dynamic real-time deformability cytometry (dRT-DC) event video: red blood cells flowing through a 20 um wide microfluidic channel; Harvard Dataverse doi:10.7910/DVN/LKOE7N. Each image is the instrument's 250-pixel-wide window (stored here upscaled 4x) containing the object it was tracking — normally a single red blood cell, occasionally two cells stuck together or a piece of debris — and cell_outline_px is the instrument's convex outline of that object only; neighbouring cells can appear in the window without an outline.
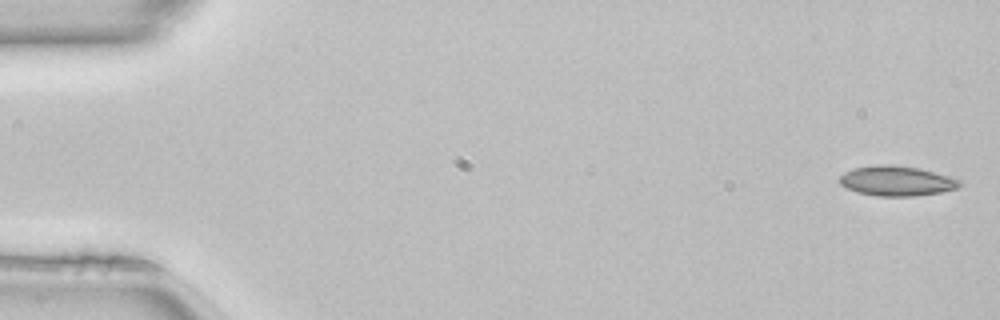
{"species": "common noctule bat (a hibernating species)", "species_latin": "Nyctalus noctula", "temperature_condition": "room temperature", "stored_images_in_passage": 50, "camera_frame_rate_fps": 3000, "um_per_image_px": 0.085, "animal": {"sex": "female", "body_mass_g": 22.7, "forearm_length_mm": 54.2}, "frame": {"image": 1, "passage_image": 1, "time_ms": 0.0, "image_size_px": [1000, 320], "cell_outline_px": [[960, 188], [940, 192], [916, 196], [876, 196], [860, 192], [848, 188], [840, 184], [840, 176], [844, 172], [852, 168], [876, 164], [888, 164], [920, 168], [948, 176], [960, 180]], "centroid_in_image_um": [76.21, 15.37], "position_along_channel_um": 8.8, "area_um2": 20.92}}
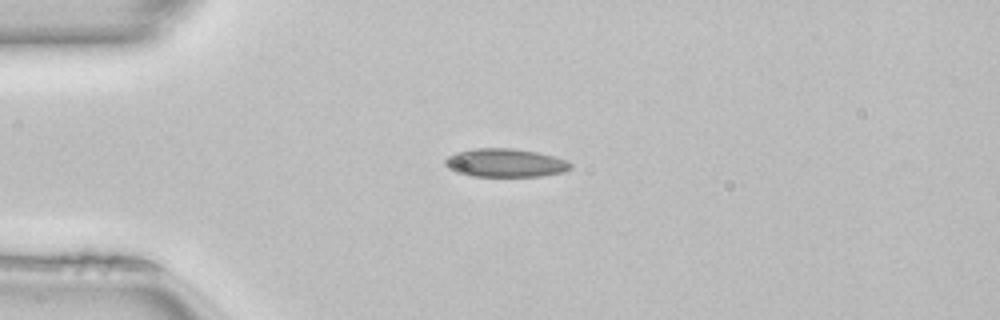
{"frame": {"image": 2, "passage_image": 12, "time_ms": 3.667, "image_size_px": [1000, 320], "cell_outline_px": [[572, 168], [564, 172], [544, 176], [472, 176], [456, 172], [448, 168], [444, 164], [444, 160], [448, 156], [456, 152], [472, 148], [512, 148], [536, 152], [552, 156], [564, 160], [572, 164]], "centroid_in_image_um": [42.92, 13.84], "position_along_channel_um": 42.1, "area_um2": 20.81}}
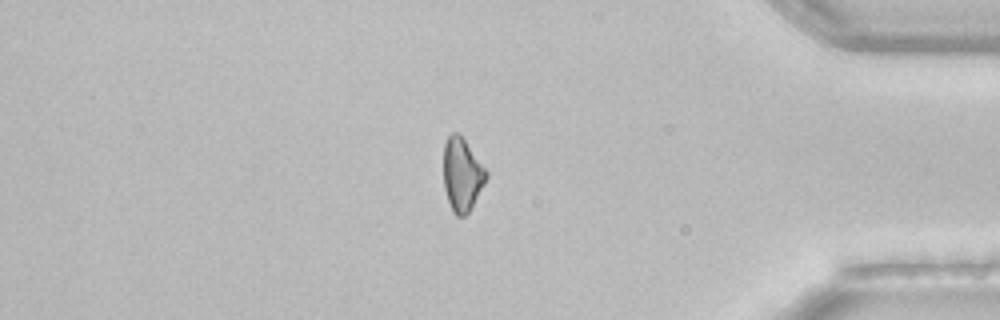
{"frame": {"image": 3, "passage_image": 42, "time_ms": 13.667, "image_size_px": [1000, 320], "cell_outline_px": [[488, 176], [484, 184], [468, 212], [464, 216], [456, 216], [452, 212], [444, 188], [444, 144], [448, 136], [452, 132], [460, 132], [488, 172]], "centroid_in_image_um": [39.27, 14.8], "position_along_channel_um": 395.9, "area_um2": 18.21}}